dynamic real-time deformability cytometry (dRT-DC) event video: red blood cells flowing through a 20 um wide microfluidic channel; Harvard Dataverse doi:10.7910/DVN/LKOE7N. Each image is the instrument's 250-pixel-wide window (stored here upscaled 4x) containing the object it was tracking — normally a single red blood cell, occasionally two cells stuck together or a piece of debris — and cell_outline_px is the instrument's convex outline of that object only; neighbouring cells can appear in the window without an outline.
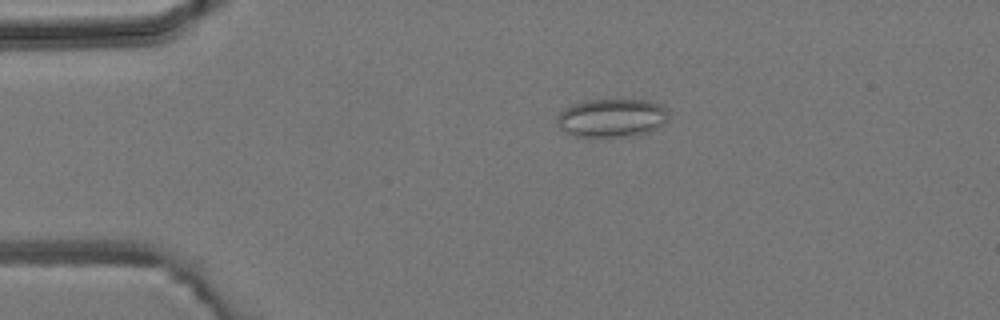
{"species": "common noctule bat (a hibernating species)", "species_latin": "Nyctalus noctula", "temperature_condition": "room temperature", "stored_images_in_passage": 4, "camera_frame_rate_fps": 3000, "um_per_image_px": 0.085, "animal": {"sex": "male", "body_mass_g": 19.2, "forearm_length_mm": 51.8}, "frame": {"image": 1, "passage_image": 4, "time_ms": 3.333, "image_size_px": [1000, 320], "cell_outline_px": [[668, 120], [664, 124], [648, 132], [628, 136], [576, 136], [560, 128], [556, 124], [556, 116], [564, 108], [572, 104], [588, 100], [648, 100], [660, 104], [668, 108]], "centroid_in_image_um": [52.02, 10.0], "position_along_channel_um": 33.0, "area_um2": 24.97}}